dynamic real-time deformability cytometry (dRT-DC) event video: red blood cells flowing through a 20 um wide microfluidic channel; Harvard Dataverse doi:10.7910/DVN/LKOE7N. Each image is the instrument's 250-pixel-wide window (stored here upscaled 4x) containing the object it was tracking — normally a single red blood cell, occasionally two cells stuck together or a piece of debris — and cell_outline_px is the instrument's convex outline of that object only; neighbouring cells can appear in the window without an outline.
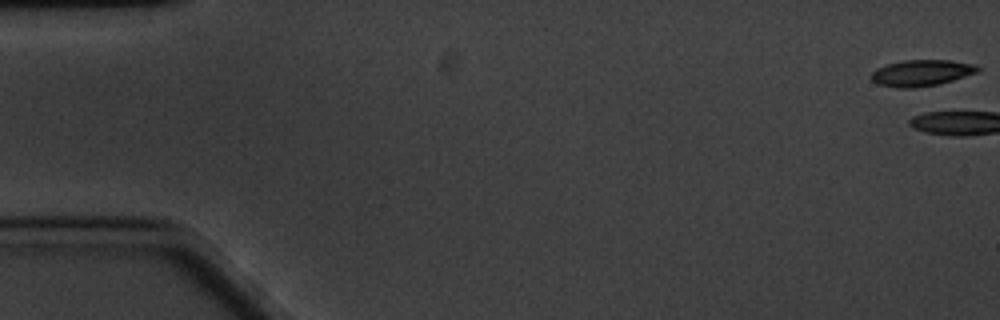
{"species": "common noctule bat (a hibernating species)", "species_latin": "Nyctalus noctula", "temperature_condition": "cold", "stored_images_in_passage": 3, "camera_frame_rate_fps": 3000, "um_per_image_px": 0.085, "animal": {"sex": "male", "body_mass_g": 20.1, "forearm_length_mm": 53.5}, "frame": {"image": 1, "passage_image": 1, "time_ms": 0.0, "image_size_px": [1000, 320], "cell_outline_px": [[980, 68], [976, 72], [952, 80], [936, 84], [916, 88], [896, 88], [876, 84], [872, 80], [872, 72], [876, 68], [888, 64], [904, 60], [948, 60], [976, 64]], "centroid_in_image_um": [78.28, 6.2], "position_along_channel_um": 6.7, "area_um2": 16.18}}